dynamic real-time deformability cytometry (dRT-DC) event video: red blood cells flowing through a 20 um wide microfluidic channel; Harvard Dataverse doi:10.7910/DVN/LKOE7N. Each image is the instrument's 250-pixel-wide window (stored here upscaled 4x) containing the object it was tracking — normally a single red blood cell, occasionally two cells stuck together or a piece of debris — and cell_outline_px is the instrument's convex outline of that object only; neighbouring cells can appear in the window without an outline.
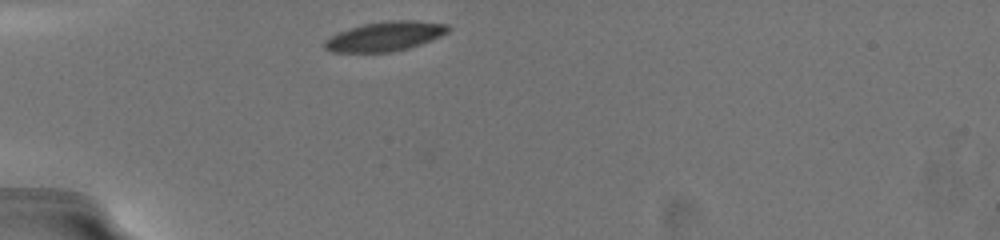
{"species": "common noctule bat (a hibernating species)", "species_latin": "Nyctalus noctula", "temperature_condition": "warm", "stored_images_in_passage": 39, "camera_frame_rate_fps": 3000, "um_per_image_px": 0.085, "animal": {"sex": "female", "body_mass_g": 19.5, "forearm_length_mm": 54.1}, "frame": {"image": 1, "passage_image": 1, "time_ms": 0.0, "image_size_px": [1000, 240], "cell_outline_px": [[452, 28], [448, 32], [432, 40], [408, 48], [392, 52], [332, 52], [324, 48], [324, 40], [348, 28], [364, 24], [392, 20], [412, 20], [448, 24]], "centroid_in_image_um": [32.75, 3.09], "position_along_channel_um": 52.2, "area_um2": 21.15}}
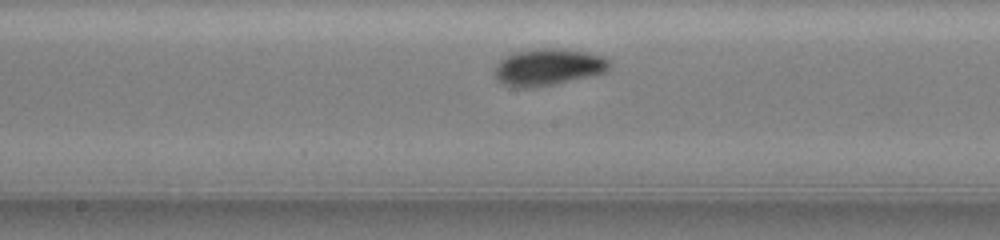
{"frame": {"image": 2, "passage_image": 20, "time_ms": 4.667, "image_size_px": [1000, 240], "cell_outline_px": [[612, 64], [604, 72], [588, 76], [552, 84], [528, 88], [512, 88], [496, 80], [496, 64], [504, 56], [512, 52], [536, 48], [560, 48], [584, 52], [604, 56], [612, 60]], "centroid_in_image_um": [46.57, 5.68], "position_along_channel_um": 201.6, "area_um2": 24.68}}
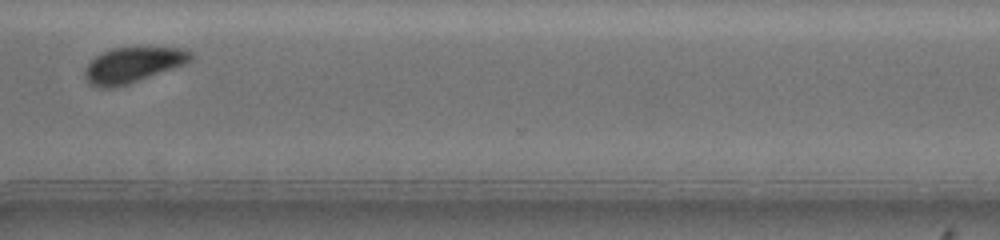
{"frame": {"image": 3, "passage_image": 39, "time_ms": 9.0, "image_size_px": [1000, 240], "cell_outline_px": [[192, 60], [184, 64], [128, 84], [112, 88], [100, 88], [92, 84], [84, 76], [84, 68], [96, 56], [112, 48], [184, 48], [192, 52]], "centroid_in_image_um": [11.28, 5.52], "position_along_channel_um": 359.3, "area_um2": 21.44}}